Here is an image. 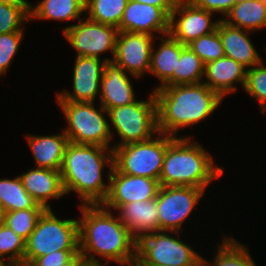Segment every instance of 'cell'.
Here are the masks:
<instances>
[{
    "mask_svg": "<svg viewBox=\"0 0 266 266\" xmlns=\"http://www.w3.org/2000/svg\"><path fill=\"white\" fill-rule=\"evenodd\" d=\"M170 231H155L137 240L135 266H189L201 255Z\"/></svg>",
    "mask_w": 266,
    "mask_h": 266,
    "instance_id": "9",
    "label": "cell"
},
{
    "mask_svg": "<svg viewBox=\"0 0 266 266\" xmlns=\"http://www.w3.org/2000/svg\"><path fill=\"white\" fill-rule=\"evenodd\" d=\"M222 40L224 55L240 63L246 69L259 64L262 59L249 38L251 31L228 25L222 19L217 25Z\"/></svg>",
    "mask_w": 266,
    "mask_h": 266,
    "instance_id": "18",
    "label": "cell"
},
{
    "mask_svg": "<svg viewBox=\"0 0 266 266\" xmlns=\"http://www.w3.org/2000/svg\"><path fill=\"white\" fill-rule=\"evenodd\" d=\"M246 71L240 63L224 56L205 65L206 81L203 83L224 98L237 91L235 83H239L244 89Z\"/></svg>",
    "mask_w": 266,
    "mask_h": 266,
    "instance_id": "19",
    "label": "cell"
},
{
    "mask_svg": "<svg viewBox=\"0 0 266 266\" xmlns=\"http://www.w3.org/2000/svg\"><path fill=\"white\" fill-rule=\"evenodd\" d=\"M193 6L226 16L239 0H187Z\"/></svg>",
    "mask_w": 266,
    "mask_h": 266,
    "instance_id": "37",
    "label": "cell"
},
{
    "mask_svg": "<svg viewBox=\"0 0 266 266\" xmlns=\"http://www.w3.org/2000/svg\"><path fill=\"white\" fill-rule=\"evenodd\" d=\"M217 247L218 251L213 258L214 260L209 263L205 259L207 266L210 264L212 266H256L248 247L232 236L230 238L226 235L222 237V243L221 245L218 244Z\"/></svg>",
    "mask_w": 266,
    "mask_h": 266,
    "instance_id": "27",
    "label": "cell"
},
{
    "mask_svg": "<svg viewBox=\"0 0 266 266\" xmlns=\"http://www.w3.org/2000/svg\"><path fill=\"white\" fill-rule=\"evenodd\" d=\"M188 46L205 65L225 56L218 29L209 34L200 36L188 44Z\"/></svg>",
    "mask_w": 266,
    "mask_h": 266,
    "instance_id": "32",
    "label": "cell"
},
{
    "mask_svg": "<svg viewBox=\"0 0 266 266\" xmlns=\"http://www.w3.org/2000/svg\"><path fill=\"white\" fill-rule=\"evenodd\" d=\"M2 221V213H1V211H0V222Z\"/></svg>",
    "mask_w": 266,
    "mask_h": 266,
    "instance_id": "43",
    "label": "cell"
},
{
    "mask_svg": "<svg viewBox=\"0 0 266 266\" xmlns=\"http://www.w3.org/2000/svg\"><path fill=\"white\" fill-rule=\"evenodd\" d=\"M24 253L25 240L0 222V261L6 266H24Z\"/></svg>",
    "mask_w": 266,
    "mask_h": 266,
    "instance_id": "30",
    "label": "cell"
},
{
    "mask_svg": "<svg viewBox=\"0 0 266 266\" xmlns=\"http://www.w3.org/2000/svg\"><path fill=\"white\" fill-rule=\"evenodd\" d=\"M73 264H64V265H61V266H72Z\"/></svg>",
    "mask_w": 266,
    "mask_h": 266,
    "instance_id": "42",
    "label": "cell"
},
{
    "mask_svg": "<svg viewBox=\"0 0 266 266\" xmlns=\"http://www.w3.org/2000/svg\"><path fill=\"white\" fill-rule=\"evenodd\" d=\"M85 13V0H41L33 7L32 19L75 21Z\"/></svg>",
    "mask_w": 266,
    "mask_h": 266,
    "instance_id": "25",
    "label": "cell"
},
{
    "mask_svg": "<svg viewBox=\"0 0 266 266\" xmlns=\"http://www.w3.org/2000/svg\"><path fill=\"white\" fill-rule=\"evenodd\" d=\"M155 36L146 33L118 31L112 63L138 79L149 72Z\"/></svg>",
    "mask_w": 266,
    "mask_h": 266,
    "instance_id": "12",
    "label": "cell"
},
{
    "mask_svg": "<svg viewBox=\"0 0 266 266\" xmlns=\"http://www.w3.org/2000/svg\"><path fill=\"white\" fill-rule=\"evenodd\" d=\"M206 190L189 186H161L156 197L159 231L180 233L186 218Z\"/></svg>",
    "mask_w": 266,
    "mask_h": 266,
    "instance_id": "10",
    "label": "cell"
},
{
    "mask_svg": "<svg viewBox=\"0 0 266 266\" xmlns=\"http://www.w3.org/2000/svg\"><path fill=\"white\" fill-rule=\"evenodd\" d=\"M214 164L212 155L201 144L194 142L191 136H178L167 146L160 185L206 190L214 179L224 173L223 168Z\"/></svg>",
    "mask_w": 266,
    "mask_h": 266,
    "instance_id": "4",
    "label": "cell"
},
{
    "mask_svg": "<svg viewBox=\"0 0 266 266\" xmlns=\"http://www.w3.org/2000/svg\"><path fill=\"white\" fill-rule=\"evenodd\" d=\"M156 139L129 143L113 149V166L130 176H141L159 181L167 146L176 138L158 132Z\"/></svg>",
    "mask_w": 266,
    "mask_h": 266,
    "instance_id": "7",
    "label": "cell"
},
{
    "mask_svg": "<svg viewBox=\"0 0 266 266\" xmlns=\"http://www.w3.org/2000/svg\"><path fill=\"white\" fill-rule=\"evenodd\" d=\"M59 250H79V222L77 219H59L52 208L45 209L25 241L24 266Z\"/></svg>",
    "mask_w": 266,
    "mask_h": 266,
    "instance_id": "5",
    "label": "cell"
},
{
    "mask_svg": "<svg viewBox=\"0 0 266 266\" xmlns=\"http://www.w3.org/2000/svg\"><path fill=\"white\" fill-rule=\"evenodd\" d=\"M128 0H85V14L91 21L111 25L116 28L121 23V18Z\"/></svg>",
    "mask_w": 266,
    "mask_h": 266,
    "instance_id": "29",
    "label": "cell"
},
{
    "mask_svg": "<svg viewBox=\"0 0 266 266\" xmlns=\"http://www.w3.org/2000/svg\"><path fill=\"white\" fill-rule=\"evenodd\" d=\"M118 218L138 240L150 232L159 231L156 198L149 201H134L117 207Z\"/></svg>",
    "mask_w": 266,
    "mask_h": 266,
    "instance_id": "21",
    "label": "cell"
},
{
    "mask_svg": "<svg viewBox=\"0 0 266 266\" xmlns=\"http://www.w3.org/2000/svg\"><path fill=\"white\" fill-rule=\"evenodd\" d=\"M170 17L159 7L128 0L121 23L120 32L169 34Z\"/></svg>",
    "mask_w": 266,
    "mask_h": 266,
    "instance_id": "16",
    "label": "cell"
},
{
    "mask_svg": "<svg viewBox=\"0 0 266 266\" xmlns=\"http://www.w3.org/2000/svg\"><path fill=\"white\" fill-rule=\"evenodd\" d=\"M213 14L187 0H180L170 14L169 34L183 45H188L217 29L220 19L212 20Z\"/></svg>",
    "mask_w": 266,
    "mask_h": 266,
    "instance_id": "13",
    "label": "cell"
},
{
    "mask_svg": "<svg viewBox=\"0 0 266 266\" xmlns=\"http://www.w3.org/2000/svg\"><path fill=\"white\" fill-rule=\"evenodd\" d=\"M108 168V183L103 180ZM113 168V148L69 142L60 169L65 194L76 192L83 205L102 204L109 192V175Z\"/></svg>",
    "mask_w": 266,
    "mask_h": 266,
    "instance_id": "2",
    "label": "cell"
},
{
    "mask_svg": "<svg viewBox=\"0 0 266 266\" xmlns=\"http://www.w3.org/2000/svg\"><path fill=\"white\" fill-rule=\"evenodd\" d=\"M24 189L45 209H51L50 199H59L66 195L60 171L48 168H32L19 175Z\"/></svg>",
    "mask_w": 266,
    "mask_h": 266,
    "instance_id": "20",
    "label": "cell"
},
{
    "mask_svg": "<svg viewBox=\"0 0 266 266\" xmlns=\"http://www.w3.org/2000/svg\"><path fill=\"white\" fill-rule=\"evenodd\" d=\"M79 258V250H59L36 258L29 266H61L64 264H74Z\"/></svg>",
    "mask_w": 266,
    "mask_h": 266,
    "instance_id": "36",
    "label": "cell"
},
{
    "mask_svg": "<svg viewBox=\"0 0 266 266\" xmlns=\"http://www.w3.org/2000/svg\"><path fill=\"white\" fill-rule=\"evenodd\" d=\"M82 217L79 222L80 257L105 265L117 264L135 266L137 259V239L131 234L118 216L102 204H81ZM101 256V260L95 256Z\"/></svg>",
    "mask_w": 266,
    "mask_h": 266,
    "instance_id": "1",
    "label": "cell"
},
{
    "mask_svg": "<svg viewBox=\"0 0 266 266\" xmlns=\"http://www.w3.org/2000/svg\"><path fill=\"white\" fill-rule=\"evenodd\" d=\"M204 75L205 64L188 45H185L173 72V86L201 83L204 81Z\"/></svg>",
    "mask_w": 266,
    "mask_h": 266,
    "instance_id": "28",
    "label": "cell"
},
{
    "mask_svg": "<svg viewBox=\"0 0 266 266\" xmlns=\"http://www.w3.org/2000/svg\"><path fill=\"white\" fill-rule=\"evenodd\" d=\"M30 208H44L24 189L20 176L14 179H0L1 213Z\"/></svg>",
    "mask_w": 266,
    "mask_h": 266,
    "instance_id": "26",
    "label": "cell"
},
{
    "mask_svg": "<svg viewBox=\"0 0 266 266\" xmlns=\"http://www.w3.org/2000/svg\"><path fill=\"white\" fill-rule=\"evenodd\" d=\"M24 31L0 34V76L7 72L24 39Z\"/></svg>",
    "mask_w": 266,
    "mask_h": 266,
    "instance_id": "35",
    "label": "cell"
},
{
    "mask_svg": "<svg viewBox=\"0 0 266 266\" xmlns=\"http://www.w3.org/2000/svg\"><path fill=\"white\" fill-rule=\"evenodd\" d=\"M61 107L67 125L62 131L67 135L69 142L75 144L98 145L110 147L114 132L106 119L108 111L102 106L95 108L94 102L57 101ZM106 114V115H105Z\"/></svg>",
    "mask_w": 266,
    "mask_h": 266,
    "instance_id": "6",
    "label": "cell"
},
{
    "mask_svg": "<svg viewBox=\"0 0 266 266\" xmlns=\"http://www.w3.org/2000/svg\"><path fill=\"white\" fill-rule=\"evenodd\" d=\"M157 101L158 132L178 136V131L205 120L223 98L203 82L153 89Z\"/></svg>",
    "mask_w": 266,
    "mask_h": 266,
    "instance_id": "3",
    "label": "cell"
},
{
    "mask_svg": "<svg viewBox=\"0 0 266 266\" xmlns=\"http://www.w3.org/2000/svg\"><path fill=\"white\" fill-rule=\"evenodd\" d=\"M44 211L45 208H30L5 212L1 222L26 241Z\"/></svg>",
    "mask_w": 266,
    "mask_h": 266,
    "instance_id": "31",
    "label": "cell"
},
{
    "mask_svg": "<svg viewBox=\"0 0 266 266\" xmlns=\"http://www.w3.org/2000/svg\"><path fill=\"white\" fill-rule=\"evenodd\" d=\"M26 21H30V15L23 8L0 0V34L23 31Z\"/></svg>",
    "mask_w": 266,
    "mask_h": 266,
    "instance_id": "34",
    "label": "cell"
},
{
    "mask_svg": "<svg viewBox=\"0 0 266 266\" xmlns=\"http://www.w3.org/2000/svg\"><path fill=\"white\" fill-rule=\"evenodd\" d=\"M73 69V92L57 93L56 101L95 102L100 95V83L104 65L110 58L76 56Z\"/></svg>",
    "mask_w": 266,
    "mask_h": 266,
    "instance_id": "15",
    "label": "cell"
},
{
    "mask_svg": "<svg viewBox=\"0 0 266 266\" xmlns=\"http://www.w3.org/2000/svg\"><path fill=\"white\" fill-rule=\"evenodd\" d=\"M98 97L100 105L107 111L136 101L131 80L123 68L112 62L104 65Z\"/></svg>",
    "mask_w": 266,
    "mask_h": 266,
    "instance_id": "17",
    "label": "cell"
},
{
    "mask_svg": "<svg viewBox=\"0 0 266 266\" xmlns=\"http://www.w3.org/2000/svg\"><path fill=\"white\" fill-rule=\"evenodd\" d=\"M108 117L121 138L116 146L112 145L113 149L125 144L151 139L158 133L157 101L154 91L145 100H136L129 105L110 109Z\"/></svg>",
    "mask_w": 266,
    "mask_h": 266,
    "instance_id": "8",
    "label": "cell"
},
{
    "mask_svg": "<svg viewBox=\"0 0 266 266\" xmlns=\"http://www.w3.org/2000/svg\"><path fill=\"white\" fill-rule=\"evenodd\" d=\"M260 62L246 71L244 89L249 96L258 101L262 114L266 112V67ZM264 112V113H263Z\"/></svg>",
    "mask_w": 266,
    "mask_h": 266,
    "instance_id": "33",
    "label": "cell"
},
{
    "mask_svg": "<svg viewBox=\"0 0 266 266\" xmlns=\"http://www.w3.org/2000/svg\"><path fill=\"white\" fill-rule=\"evenodd\" d=\"M142 4H148L161 8L169 17L172 10L177 6L180 0H133Z\"/></svg>",
    "mask_w": 266,
    "mask_h": 266,
    "instance_id": "38",
    "label": "cell"
},
{
    "mask_svg": "<svg viewBox=\"0 0 266 266\" xmlns=\"http://www.w3.org/2000/svg\"><path fill=\"white\" fill-rule=\"evenodd\" d=\"M0 266H6L5 264H3L1 261H0Z\"/></svg>",
    "mask_w": 266,
    "mask_h": 266,
    "instance_id": "44",
    "label": "cell"
},
{
    "mask_svg": "<svg viewBox=\"0 0 266 266\" xmlns=\"http://www.w3.org/2000/svg\"><path fill=\"white\" fill-rule=\"evenodd\" d=\"M226 17L222 20L234 27L252 32L263 29L266 27V5L261 0H239Z\"/></svg>",
    "mask_w": 266,
    "mask_h": 266,
    "instance_id": "24",
    "label": "cell"
},
{
    "mask_svg": "<svg viewBox=\"0 0 266 266\" xmlns=\"http://www.w3.org/2000/svg\"><path fill=\"white\" fill-rule=\"evenodd\" d=\"M72 266H107L103 263H95L80 257Z\"/></svg>",
    "mask_w": 266,
    "mask_h": 266,
    "instance_id": "40",
    "label": "cell"
},
{
    "mask_svg": "<svg viewBox=\"0 0 266 266\" xmlns=\"http://www.w3.org/2000/svg\"><path fill=\"white\" fill-rule=\"evenodd\" d=\"M162 38H160L161 42L156 50L153 46L151 50L149 73L156 76L161 82L155 89L173 86V72L176 69L181 50L185 46L170 34H166Z\"/></svg>",
    "mask_w": 266,
    "mask_h": 266,
    "instance_id": "22",
    "label": "cell"
},
{
    "mask_svg": "<svg viewBox=\"0 0 266 266\" xmlns=\"http://www.w3.org/2000/svg\"><path fill=\"white\" fill-rule=\"evenodd\" d=\"M26 138L36 167L60 171L69 143V139L63 131L56 135H28Z\"/></svg>",
    "mask_w": 266,
    "mask_h": 266,
    "instance_id": "23",
    "label": "cell"
},
{
    "mask_svg": "<svg viewBox=\"0 0 266 266\" xmlns=\"http://www.w3.org/2000/svg\"><path fill=\"white\" fill-rule=\"evenodd\" d=\"M189 266H207V262L205 261V258H203L201 255L193 264Z\"/></svg>",
    "mask_w": 266,
    "mask_h": 266,
    "instance_id": "41",
    "label": "cell"
},
{
    "mask_svg": "<svg viewBox=\"0 0 266 266\" xmlns=\"http://www.w3.org/2000/svg\"><path fill=\"white\" fill-rule=\"evenodd\" d=\"M78 24L65 27L62 32L69 44L77 51L76 56L101 58L107 51L114 56L118 29L111 25L91 21L86 16Z\"/></svg>",
    "mask_w": 266,
    "mask_h": 266,
    "instance_id": "11",
    "label": "cell"
},
{
    "mask_svg": "<svg viewBox=\"0 0 266 266\" xmlns=\"http://www.w3.org/2000/svg\"><path fill=\"white\" fill-rule=\"evenodd\" d=\"M4 1L23 8L29 15L31 14L34 7V5L29 3L27 0H4Z\"/></svg>",
    "mask_w": 266,
    "mask_h": 266,
    "instance_id": "39",
    "label": "cell"
},
{
    "mask_svg": "<svg viewBox=\"0 0 266 266\" xmlns=\"http://www.w3.org/2000/svg\"><path fill=\"white\" fill-rule=\"evenodd\" d=\"M161 185L158 180L120 173L114 166L109 175V192L102 205L108 209L134 201L155 199Z\"/></svg>",
    "mask_w": 266,
    "mask_h": 266,
    "instance_id": "14",
    "label": "cell"
}]
</instances>
